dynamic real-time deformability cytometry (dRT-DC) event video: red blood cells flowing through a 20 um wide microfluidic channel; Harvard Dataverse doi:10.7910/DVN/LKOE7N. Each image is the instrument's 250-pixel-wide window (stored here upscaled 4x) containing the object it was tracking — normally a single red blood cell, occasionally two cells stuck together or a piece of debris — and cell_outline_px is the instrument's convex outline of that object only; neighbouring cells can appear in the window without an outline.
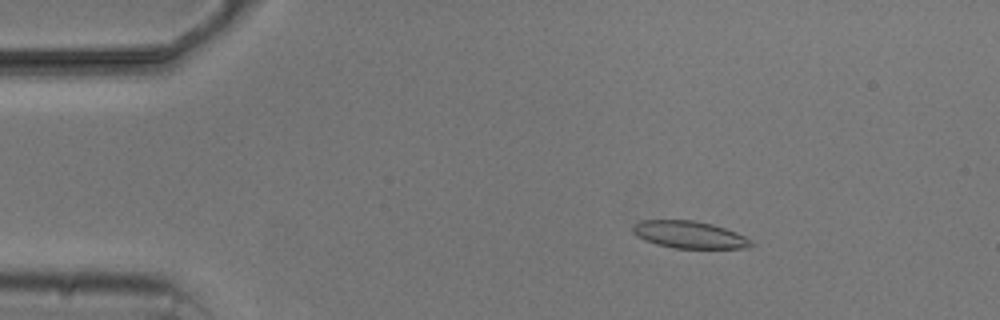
{"species": "common noctule bat (a hibernating species)", "species_latin": "Nyctalus noctula", "temperature_condition": "cold", "stored_images_in_passage": 3, "camera_frame_rate_fps": 3000, "um_per_image_px": 0.085, "animal": {"sex": "male", "body_mass_g": 20.5, "forearm_length_mm": 52.5}, "frame": {"image": 1, "passage_image": 2, "time_ms": 1.667, "image_size_px": [1000, 320], "cell_outline_px": [[756, 244], [744, 248], [672, 248], [656, 244], [644, 240], [636, 236], [632, 232], [632, 228], [640, 220], [692, 220], [712, 224], [736, 232], [752, 240]], "centroid_in_image_um": [58.59, 19.95], "position_along_channel_um": 26.4, "area_um2": 18.79}}